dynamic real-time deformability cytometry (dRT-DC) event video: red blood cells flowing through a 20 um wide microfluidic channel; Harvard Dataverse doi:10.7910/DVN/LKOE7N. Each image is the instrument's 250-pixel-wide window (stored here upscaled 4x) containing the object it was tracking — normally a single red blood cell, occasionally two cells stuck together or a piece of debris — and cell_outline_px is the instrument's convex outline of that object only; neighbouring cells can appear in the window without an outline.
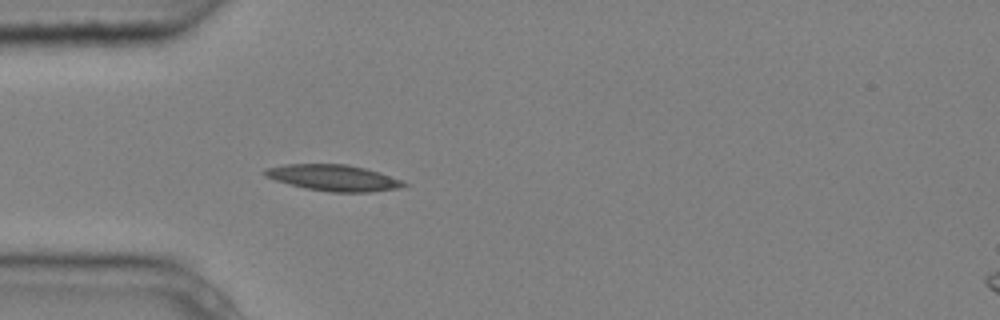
{"species": "common noctule bat (a hibernating species)", "species_latin": "Nyctalus noctula", "temperature_condition": "cold", "stored_images_in_passage": 1, "camera_frame_rate_fps": 3000, "um_per_image_px": 0.085, "animal": {"sex": "male", "body_mass_g": 20.4}, "frame": {"image": 1, "passage_image": 1, "time_ms": 0.0, "image_size_px": [1000, 320], "cell_outline_px": [[408, 184], [396, 188], [372, 192], [332, 192], [304, 188], [276, 180], [264, 176], [260, 172], [264, 168], [288, 164], [348, 164], [364, 168], [400, 180]], "centroid_in_image_um": [28.25, 15.11], "position_along_channel_um": 56.7, "area_um2": 20.92}}